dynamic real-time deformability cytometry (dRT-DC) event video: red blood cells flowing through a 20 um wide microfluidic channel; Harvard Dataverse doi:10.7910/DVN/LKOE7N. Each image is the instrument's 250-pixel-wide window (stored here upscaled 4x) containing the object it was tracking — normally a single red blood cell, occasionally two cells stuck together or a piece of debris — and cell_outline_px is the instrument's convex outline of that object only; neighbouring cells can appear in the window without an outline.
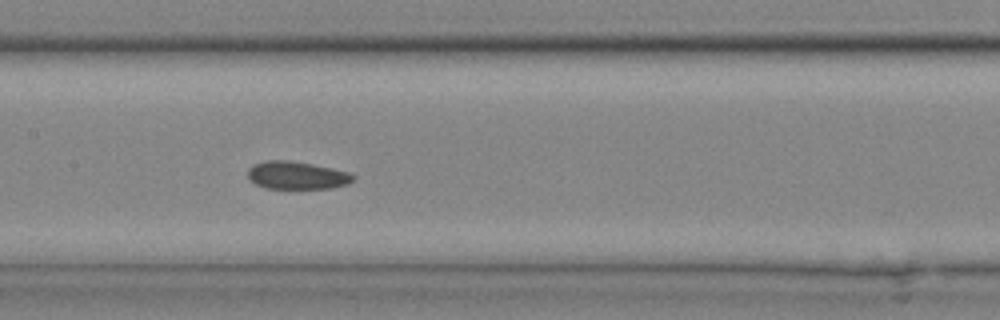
{"species": "common noctule bat (a hibernating species)", "species_latin": "Nyctalus noctula", "temperature_condition": "cold", "stored_images_in_passage": 18, "camera_frame_rate_fps": 3000, "um_per_image_px": 0.085, "animal": {"sex": "male", "body_mass_g": 20.4}, "frame": {"image": 1, "passage_image": 6, "time_ms": 1.667, "image_size_px": [1000, 320], "cell_outline_px": [[356, 176], [348, 184], [332, 188], [264, 188], [248, 180], [248, 168], [252, 164], [264, 160], [288, 160], [312, 164], [348, 172]], "centroid_in_image_um": [25.18, 14.9], "position_along_channel_um": 182.2, "area_um2": 17.11}}
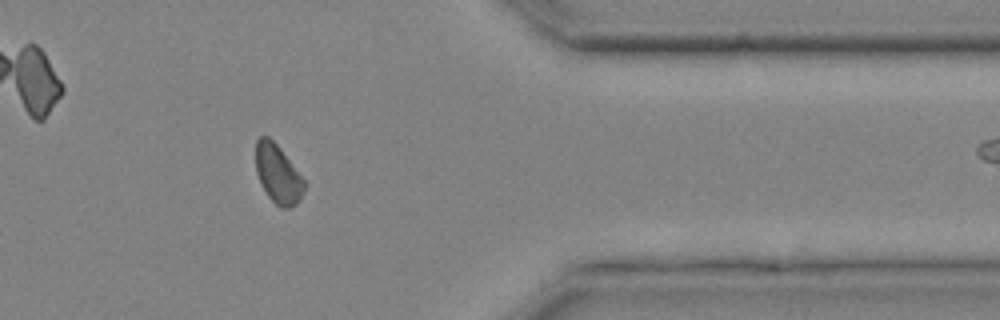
{"frame": {"image": 2, "passage_image": 16, "time_ms": 5.0, "image_size_px": [1000, 320], "cell_outline_px": [[308, 184], [300, 200], [296, 204], [288, 208], [284, 208], [276, 204], [268, 196], [260, 184], [256, 172], [256, 140], [260, 136], [268, 136], [280, 148]], "centroid_in_image_um": [23.64, 14.8], "position_along_channel_um": 387.8, "area_um2": 16.7}}